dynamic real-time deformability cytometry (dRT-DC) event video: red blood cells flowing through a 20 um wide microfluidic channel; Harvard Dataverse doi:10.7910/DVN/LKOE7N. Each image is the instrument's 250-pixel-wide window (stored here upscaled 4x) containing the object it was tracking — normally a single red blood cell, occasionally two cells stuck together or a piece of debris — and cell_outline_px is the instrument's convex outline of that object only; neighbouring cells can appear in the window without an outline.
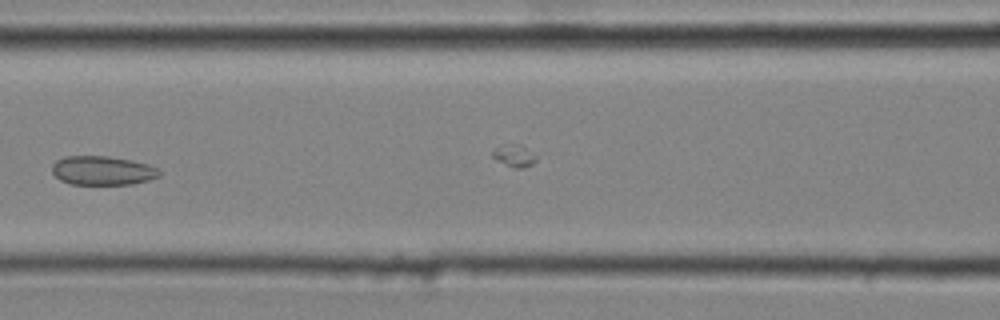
{"species": "common noctule bat (a hibernating species)", "species_latin": "Nyctalus noctula", "temperature_condition": "cold", "stored_images_in_passage": 22, "camera_frame_rate_fps": 3000, "um_per_image_px": 0.085, "animal": {"sex": "male", "body_mass_g": 20.4}, "frame": {"image": 1, "passage_image": 6, "time_ms": 1.667, "image_size_px": [1000, 320], "cell_outline_px": [[160, 176], [152, 180], [128, 188], [80, 188], [68, 184], [60, 180], [52, 172], [52, 164], [56, 160], [64, 156], [108, 156], [132, 160], [148, 164], [160, 168]], "centroid_in_image_um": [8.77, 14.61], "position_along_channel_um": 157.8, "area_um2": 20.29}}
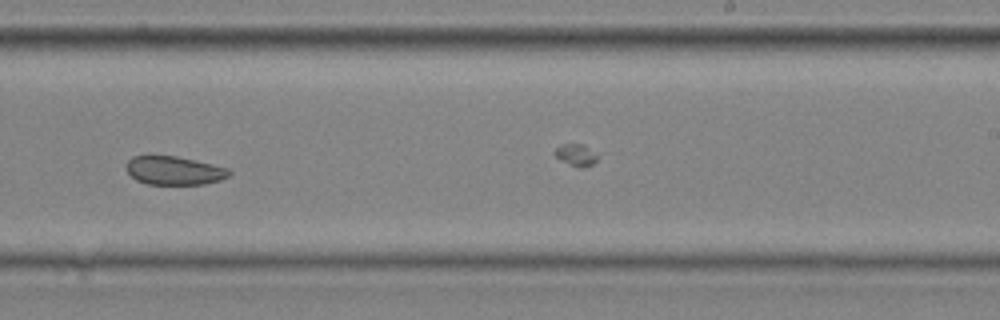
{"frame": {"image": 2, "passage_image": 14, "time_ms": 4.333, "image_size_px": [1000, 320], "cell_outline_px": [[232, 176], [220, 180], [204, 184], [156, 188], [144, 184], [136, 180], [124, 168], [124, 164], [132, 156], [176, 156], [212, 164], [228, 168], [232, 172]], "centroid_in_image_um": [14.77, 14.56], "position_along_channel_um": 274.2, "area_um2": 18.15}}
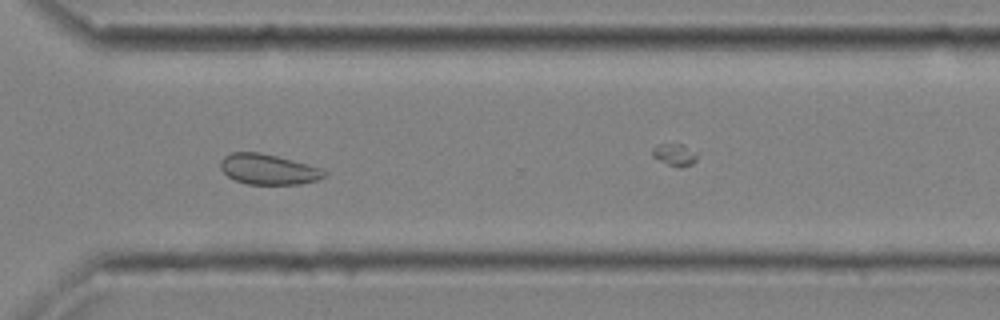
{"frame": {"image": 3, "passage_image": 19, "time_ms": 6.0, "image_size_px": [1000, 320], "cell_outline_px": [[236, 208], [188, 220], [172, 220], [136, 216], [128, 212], [136, 200], [148, 196], [220, 196], [236, 204]], "centroid_in_image_um": [15.3, 17.59], "position_along_channel_um": 355.3, "area_um2": 14.57}}